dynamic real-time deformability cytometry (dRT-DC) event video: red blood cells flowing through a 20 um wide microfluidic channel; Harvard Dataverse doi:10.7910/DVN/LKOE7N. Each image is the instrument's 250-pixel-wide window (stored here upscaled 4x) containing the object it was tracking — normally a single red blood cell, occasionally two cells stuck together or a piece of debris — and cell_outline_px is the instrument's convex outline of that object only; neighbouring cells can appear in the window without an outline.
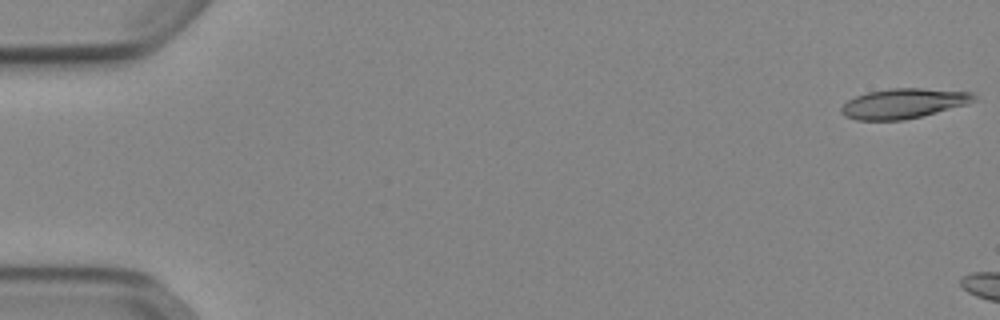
{"species": "Egyptian fruit bat (a non-hibernating species)", "species_latin": "Rousettus aegyptiacus", "temperature_condition": "cold", "stored_images_in_passage": 6, "camera_frame_rate_fps": 3000, "um_per_image_px": 0.085, "animal": {"sex": "female"}, "frame": {"image": 1, "passage_image": 1, "time_ms": 0.0, "image_size_px": [1000, 320], "cell_outline_px": [[976, 100], [968, 104], [904, 120], [856, 120], [844, 116], [840, 112], [840, 108], [848, 100], [856, 96], [868, 92], [892, 88], [920, 88], [972, 92], [976, 96]], "centroid_in_image_um": [76.79, 8.79], "position_along_channel_um": 8.2, "area_um2": 23.06}}